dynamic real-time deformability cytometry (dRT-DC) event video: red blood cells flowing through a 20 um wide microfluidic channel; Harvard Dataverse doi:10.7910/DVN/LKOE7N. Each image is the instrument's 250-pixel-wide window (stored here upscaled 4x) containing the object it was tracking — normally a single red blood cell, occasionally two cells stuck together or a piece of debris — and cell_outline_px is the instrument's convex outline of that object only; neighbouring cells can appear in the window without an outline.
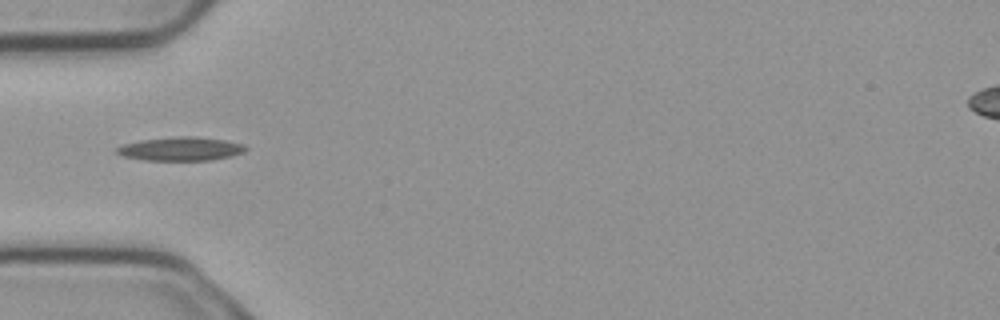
{"species": "common noctule bat (a hibernating species)", "species_latin": "Nyctalus noctula", "temperature_condition": "cold", "stored_images_in_passage": 6, "camera_frame_rate_fps": 3000, "um_per_image_px": 0.085, "animal": {"sex": "male", "body_mass_g": 23.1, "forearm_length_mm": 52.7}, "frame": {"image": 1, "passage_image": 6, "time_ms": 1.667, "image_size_px": [1000, 320], "cell_outline_px": [[248, 148], [244, 152], [232, 156], [212, 160], [144, 160], [124, 156], [116, 152], [116, 148], [124, 144], [140, 140], [180, 136], [192, 136], [224, 140], [240, 144]], "centroid_in_image_um": [15.36, 12.66], "position_along_channel_um": 69.6, "area_um2": 17.57}}